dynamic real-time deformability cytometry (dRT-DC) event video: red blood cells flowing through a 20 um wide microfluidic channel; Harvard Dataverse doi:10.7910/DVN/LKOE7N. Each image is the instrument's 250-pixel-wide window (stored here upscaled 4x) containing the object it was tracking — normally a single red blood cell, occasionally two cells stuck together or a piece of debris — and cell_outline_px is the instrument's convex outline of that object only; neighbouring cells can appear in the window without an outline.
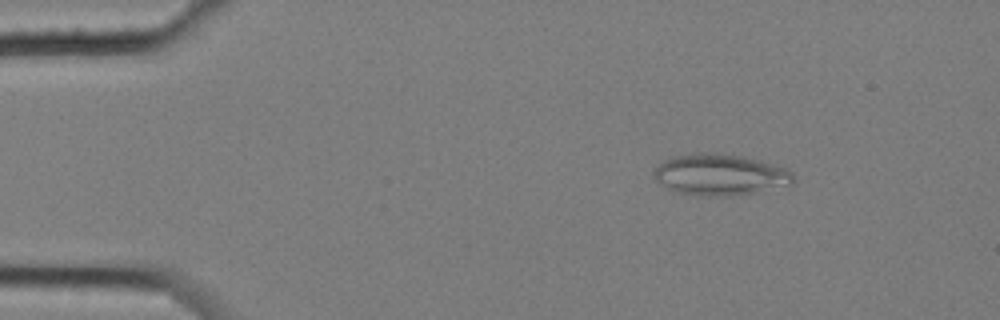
{"species": "common noctule bat (a hibernating species)", "species_latin": "Nyctalus noctula", "temperature_condition": "cold", "stored_images_in_passage": 6, "camera_frame_rate_fps": 3000, "um_per_image_px": 0.085, "animal": {"sex": "female", "body_mass_g": 25.1}, "frame": {"image": 1, "passage_image": 3, "time_ms": 0.667, "image_size_px": [1000, 320], "cell_outline_px": [[792, 184], [756, 192], [732, 196], [708, 196], [676, 192], [660, 184], [656, 180], [652, 172], [664, 160], [672, 156], [696, 152], [720, 152], [744, 156], [760, 160], [784, 168], [792, 172]], "centroid_in_image_um": [61.17, 14.83], "position_along_channel_um": 23.8, "area_um2": 33.64}}